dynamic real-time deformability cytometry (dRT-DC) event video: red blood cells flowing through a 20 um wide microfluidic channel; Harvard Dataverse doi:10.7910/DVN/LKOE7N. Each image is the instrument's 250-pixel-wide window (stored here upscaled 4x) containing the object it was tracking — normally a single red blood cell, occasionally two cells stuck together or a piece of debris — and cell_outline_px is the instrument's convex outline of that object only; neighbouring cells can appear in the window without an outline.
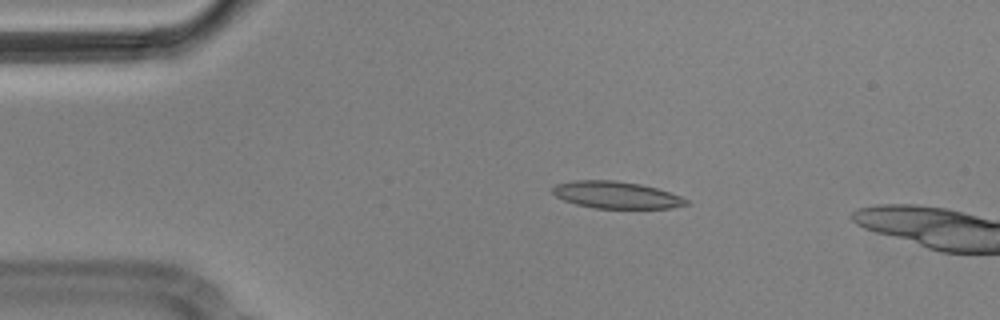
{"species": "Egyptian fruit bat (a non-hibernating species)", "species_latin": "Rousettus aegyptiacus", "temperature_condition": "cold", "stored_images_in_passage": 5, "camera_frame_rate_fps": 3000, "um_per_image_px": 0.085, "animal": {"sex": "male"}, "frame": {"image": 1, "passage_image": 5, "time_ms": 1.333, "image_size_px": [1000, 320], "cell_outline_px": [[692, 204], [672, 208], [596, 208], [576, 204], [564, 200], [556, 196], [552, 192], [552, 188], [556, 184], [576, 180], [612, 180], [640, 184], [656, 188], [680, 196], [688, 200]], "centroid_in_image_um": [52.4, 16.57], "position_along_channel_um": 32.6, "area_um2": 20.92}}